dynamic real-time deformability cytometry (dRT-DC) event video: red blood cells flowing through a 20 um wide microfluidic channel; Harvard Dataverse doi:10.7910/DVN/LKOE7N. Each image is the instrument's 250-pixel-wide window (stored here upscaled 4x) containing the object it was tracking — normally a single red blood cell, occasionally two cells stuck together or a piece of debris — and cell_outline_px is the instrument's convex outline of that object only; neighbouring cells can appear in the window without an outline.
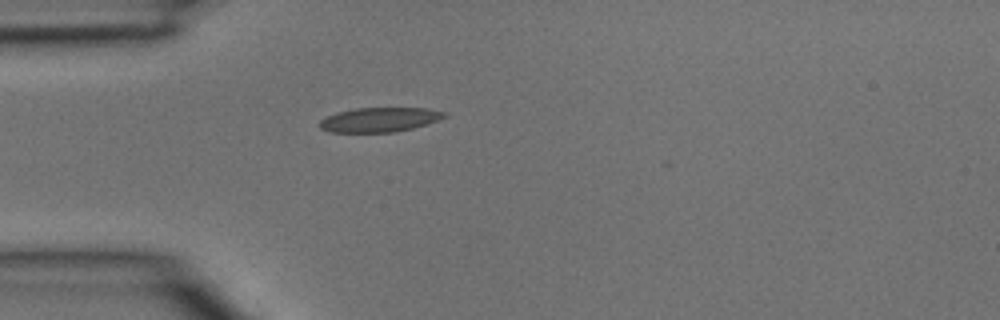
{"species": "common noctule bat (a hibernating species)", "species_latin": "Nyctalus noctula", "temperature_condition": "room temperature", "stored_images_in_passage": 3, "camera_frame_rate_fps": 3000, "um_per_image_px": 0.085, "animal": {"sex": "male", "body_mass_g": 15.6}, "frame": {"image": 1, "passage_image": 3, "time_ms": 0.667, "image_size_px": [1000, 320], "cell_outline_px": [[448, 116], [412, 128], [396, 132], [328, 132], [320, 128], [320, 120], [336, 112], [356, 108], [424, 108], [448, 112]], "centroid_in_image_um": [32.25, 10.17], "position_along_channel_um": 52.8, "area_um2": 17.69}}